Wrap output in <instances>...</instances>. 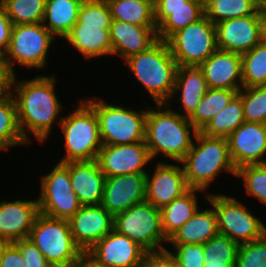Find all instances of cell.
<instances>
[{
	"label": "cell",
	"instance_id": "35",
	"mask_svg": "<svg viewBox=\"0 0 266 267\" xmlns=\"http://www.w3.org/2000/svg\"><path fill=\"white\" fill-rule=\"evenodd\" d=\"M240 244L218 234L203 244L206 262L203 267H235Z\"/></svg>",
	"mask_w": 266,
	"mask_h": 267
},
{
	"label": "cell",
	"instance_id": "18",
	"mask_svg": "<svg viewBox=\"0 0 266 267\" xmlns=\"http://www.w3.org/2000/svg\"><path fill=\"white\" fill-rule=\"evenodd\" d=\"M68 223L75 243L88 251L113 231L114 216L101 204L87 205L81 206Z\"/></svg>",
	"mask_w": 266,
	"mask_h": 267
},
{
	"label": "cell",
	"instance_id": "8",
	"mask_svg": "<svg viewBox=\"0 0 266 267\" xmlns=\"http://www.w3.org/2000/svg\"><path fill=\"white\" fill-rule=\"evenodd\" d=\"M53 267L75 265L81 248L75 243L68 220L39 213L28 238Z\"/></svg>",
	"mask_w": 266,
	"mask_h": 267
},
{
	"label": "cell",
	"instance_id": "12",
	"mask_svg": "<svg viewBox=\"0 0 266 267\" xmlns=\"http://www.w3.org/2000/svg\"><path fill=\"white\" fill-rule=\"evenodd\" d=\"M50 169L39 179V211L52 218L69 220L82 206L71 186L69 168L56 162Z\"/></svg>",
	"mask_w": 266,
	"mask_h": 267
},
{
	"label": "cell",
	"instance_id": "39",
	"mask_svg": "<svg viewBox=\"0 0 266 267\" xmlns=\"http://www.w3.org/2000/svg\"><path fill=\"white\" fill-rule=\"evenodd\" d=\"M237 95L243 103L245 121L266 124V86L242 88Z\"/></svg>",
	"mask_w": 266,
	"mask_h": 267
},
{
	"label": "cell",
	"instance_id": "44",
	"mask_svg": "<svg viewBox=\"0 0 266 267\" xmlns=\"http://www.w3.org/2000/svg\"><path fill=\"white\" fill-rule=\"evenodd\" d=\"M141 267H178L176 259L168 250L147 252Z\"/></svg>",
	"mask_w": 266,
	"mask_h": 267
},
{
	"label": "cell",
	"instance_id": "40",
	"mask_svg": "<svg viewBox=\"0 0 266 267\" xmlns=\"http://www.w3.org/2000/svg\"><path fill=\"white\" fill-rule=\"evenodd\" d=\"M112 16L106 0H84L76 24L111 25Z\"/></svg>",
	"mask_w": 266,
	"mask_h": 267
},
{
	"label": "cell",
	"instance_id": "22",
	"mask_svg": "<svg viewBox=\"0 0 266 267\" xmlns=\"http://www.w3.org/2000/svg\"><path fill=\"white\" fill-rule=\"evenodd\" d=\"M198 67L209 89H242L241 54L217 49Z\"/></svg>",
	"mask_w": 266,
	"mask_h": 267
},
{
	"label": "cell",
	"instance_id": "6",
	"mask_svg": "<svg viewBox=\"0 0 266 267\" xmlns=\"http://www.w3.org/2000/svg\"><path fill=\"white\" fill-rule=\"evenodd\" d=\"M93 95L83 99L95 110L103 144L121 145L145 141L148 105L138 111L122 102L111 103Z\"/></svg>",
	"mask_w": 266,
	"mask_h": 267
},
{
	"label": "cell",
	"instance_id": "25",
	"mask_svg": "<svg viewBox=\"0 0 266 267\" xmlns=\"http://www.w3.org/2000/svg\"><path fill=\"white\" fill-rule=\"evenodd\" d=\"M208 89L203 71L198 66H180L177 69L173 93L166 104H172L174 100L173 104H180L174 111L189 117Z\"/></svg>",
	"mask_w": 266,
	"mask_h": 267
},
{
	"label": "cell",
	"instance_id": "23",
	"mask_svg": "<svg viewBox=\"0 0 266 267\" xmlns=\"http://www.w3.org/2000/svg\"><path fill=\"white\" fill-rule=\"evenodd\" d=\"M112 56L125 61L132 55L147 51L158 41L157 26H137L112 20L110 30Z\"/></svg>",
	"mask_w": 266,
	"mask_h": 267
},
{
	"label": "cell",
	"instance_id": "16",
	"mask_svg": "<svg viewBox=\"0 0 266 267\" xmlns=\"http://www.w3.org/2000/svg\"><path fill=\"white\" fill-rule=\"evenodd\" d=\"M215 26L219 50L242 55L262 41L260 11L251 16L227 19Z\"/></svg>",
	"mask_w": 266,
	"mask_h": 267
},
{
	"label": "cell",
	"instance_id": "1",
	"mask_svg": "<svg viewBox=\"0 0 266 267\" xmlns=\"http://www.w3.org/2000/svg\"><path fill=\"white\" fill-rule=\"evenodd\" d=\"M36 75L31 79L22 77L19 80L16 74L12 83V94L16 101L18 124L24 139L29 144L34 142L33 139L45 144L50 137L53 139L51 132L54 125L59 128L65 105L60 102L57 95L56 76L42 73Z\"/></svg>",
	"mask_w": 266,
	"mask_h": 267
},
{
	"label": "cell",
	"instance_id": "7",
	"mask_svg": "<svg viewBox=\"0 0 266 267\" xmlns=\"http://www.w3.org/2000/svg\"><path fill=\"white\" fill-rule=\"evenodd\" d=\"M57 40L43 24L13 25L9 47L1 58L15 75L16 65L29 71L33 68L44 71L50 63L51 47L57 48L54 45Z\"/></svg>",
	"mask_w": 266,
	"mask_h": 267
},
{
	"label": "cell",
	"instance_id": "41",
	"mask_svg": "<svg viewBox=\"0 0 266 267\" xmlns=\"http://www.w3.org/2000/svg\"><path fill=\"white\" fill-rule=\"evenodd\" d=\"M235 267H266V234L239 246Z\"/></svg>",
	"mask_w": 266,
	"mask_h": 267
},
{
	"label": "cell",
	"instance_id": "3",
	"mask_svg": "<svg viewBox=\"0 0 266 267\" xmlns=\"http://www.w3.org/2000/svg\"><path fill=\"white\" fill-rule=\"evenodd\" d=\"M188 187L208 192L213 181L223 172L236 177L230 154L229 144L226 138L208 137L197 132L192 147L180 162ZM210 188V189H209Z\"/></svg>",
	"mask_w": 266,
	"mask_h": 267
},
{
	"label": "cell",
	"instance_id": "21",
	"mask_svg": "<svg viewBox=\"0 0 266 267\" xmlns=\"http://www.w3.org/2000/svg\"><path fill=\"white\" fill-rule=\"evenodd\" d=\"M38 199L0 200V238L8 243L27 239L37 215Z\"/></svg>",
	"mask_w": 266,
	"mask_h": 267
},
{
	"label": "cell",
	"instance_id": "33",
	"mask_svg": "<svg viewBox=\"0 0 266 267\" xmlns=\"http://www.w3.org/2000/svg\"><path fill=\"white\" fill-rule=\"evenodd\" d=\"M244 122L243 103L236 95L225 109L207 122L199 132L208 137L227 139Z\"/></svg>",
	"mask_w": 266,
	"mask_h": 267
},
{
	"label": "cell",
	"instance_id": "32",
	"mask_svg": "<svg viewBox=\"0 0 266 267\" xmlns=\"http://www.w3.org/2000/svg\"><path fill=\"white\" fill-rule=\"evenodd\" d=\"M260 0H205L204 14L213 23L255 15L261 6Z\"/></svg>",
	"mask_w": 266,
	"mask_h": 267
},
{
	"label": "cell",
	"instance_id": "30",
	"mask_svg": "<svg viewBox=\"0 0 266 267\" xmlns=\"http://www.w3.org/2000/svg\"><path fill=\"white\" fill-rule=\"evenodd\" d=\"M112 20L137 26H157L154 18L155 1L106 0Z\"/></svg>",
	"mask_w": 266,
	"mask_h": 267
},
{
	"label": "cell",
	"instance_id": "34",
	"mask_svg": "<svg viewBox=\"0 0 266 267\" xmlns=\"http://www.w3.org/2000/svg\"><path fill=\"white\" fill-rule=\"evenodd\" d=\"M238 92L228 89H208L188 120L200 131L207 122L225 109Z\"/></svg>",
	"mask_w": 266,
	"mask_h": 267
},
{
	"label": "cell",
	"instance_id": "43",
	"mask_svg": "<svg viewBox=\"0 0 266 267\" xmlns=\"http://www.w3.org/2000/svg\"><path fill=\"white\" fill-rule=\"evenodd\" d=\"M13 244L19 249L25 267H53L29 239H22Z\"/></svg>",
	"mask_w": 266,
	"mask_h": 267
},
{
	"label": "cell",
	"instance_id": "47",
	"mask_svg": "<svg viewBox=\"0 0 266 267\" xmlns=\"http://www.w3.org/2000/svg\"><path fill=\"white\" fill-rule=\"evenodd\" d=\"M15 74L0 57V99L12 93V83Z\"/></svg>",
	"mask_w": 266,
	"mask_h": 267
},
{
	"label": "cell",
	"instance_id": "4",
	"mask_svg": "<svg viewBox=\"0 0 266 267\" xmlns=\"http://www.w3.org/2000/svg\"><path fill=\"white\" fill-rule=\"evenodd\" d=\"M124 63L134 81L144 88L152 104L167 103L175 86L177 62L166 41L158 40L147 51L127 58Z\"/></svg>",
	"mask_w": 266,
	"mask_h": 267
},
{
	"label": "cell",
	"instance_id": "36",
	"mask_svg": "<svg viewBox=\"0 0 266 267\" xmlns=\"http://www.w3.org/2000/svg\"><path fill=\"white\" fill-rule=\"evenodd\" d=\"M242 88L266 86V42L241 55Z\"/></svg>",
	"mask_w": 266,
	"mask_h": 267
},
{
	"label": "cell",
	"instance_id": "2",
	"mask_svg": "<svg viewBox=\"0 0 266 267\" xmlns=\"http://www.w3.org/2000/svg\"><path fill=\"white\" fill-rule=\"evenodd\" d=\"M173 107L166 103L148 104L145 143L152 160L167 158L169 162L180 163L198 132L188 117L178 114Z\"/></svg>",
	"mask_w": 266,
	"mask_h": 267
},
{
	"label": "cell",
	"instance_id": "11",
	"mask_svg": "<svg viewBox=\"0 0 266 267\" xmlns=\"http://www.w3.org/2000/svg\"><path fill=\"white\" fill-rule=\"evenodd\" d=\"M180 66H200L217 48L216 26L204 14L167 41Z\"/></svg>",
	"mask_w": 266,
	"mask_h": 267
},
{
	"label": "cell",
	"instance_id": "51",
	"mask_svg": "<svg viewBox=\"0 0 266 267\" xmlns=\"http://www.w3.org/2000/svg\"><path fill=\"white\" fill-rule=\"evenodd\" d=\"M65 267H77V265L75 264V265H72V266H65Z\"/></svg>",
	"mask_w": 266,
	"mask_h": 267
},
{
	"label": "cell",
	"instance_id": "27",
	"mask_svg": "<svg viewBox=\"0 0 266 267\" xmlns=\"http://www.w3.org/2000/svg\"><path fill=\"white\" fill-rule=\"evenodd\" d=\"M198 211L169 239L168 244H204L219 234L217 216L213 205ZM203 208V209H202Z\"/></svg>",
	"mask_w": 266,
	"mask_h": 267
},
{
	"label": "cell",
	"instance_id": "13",
	"mask_svg": "<svg viewBox=\"0 0 266 267\" xmlns=\"http://www.w3.org/2000/svg\"><path fill=\"white\" fill-rule=\"evenodd\" d=\"M156 161L151 168L154 170L148 168L146 173L145 201L161 209L174 199L183 196L190 188L181 163H169L167 159H164L165 162Z\"/></svg>",
	"mask_w": 266,
	"mask_h": 267
},
{
	"label": "cell",
	"instance_id": "45",
	"mask_svg": "<svg viewBox=\"0 0 266 267\" xmlns=\"http://www.w3.org/2000/svg\"><path fill=\"white\" fill-rule=\"evenodd\" d=\"M13 23L7 16L6 11L0 5V57L4 55L9 47Z\"/></svg>",
	"mask_w": 266,
	"mask_h": 267
},
{
	"label": "cell",
	"instance_id": "28",
	"mask_svg": "<svg viewBox=\"0 0 266 267\" xmlns=\"http://www.w3.org/2000/svg\"><path fill=\"white\" fill-rule=\"evenodd\" d=\"M203 193L207 201L209 194L198 189H190L180 198L174 199L170 204L161 208L162 229L167 239H169L182 225H184L200 208L197 196Z\"/></svg>",
	"mask_w": 266,
	"mask_h": 267
},
{
	"label": "cell",
	"instance_id": "38",
	"mask_svg": "<svg viewBox=\"0 0 266 267\" xmlns=\"http://www.w3.org/2000/svg\"><path fill=\"white\" fill-rule=\"evenodd\" d=\"M236 177L242 180L245 193L266 207V163L242 166L236 169Z\"/></svg>",
	"mask_w": 266,
	"mask_h": 267
},
{
	"label": "cell",
	"instance_id": "42",
	"mask_svg": "<svg viewBox=\"0 0 266 267\" xmlns=\"http://www.w3.org/2000/svg\"><path fill=\"white\" fill-rule=\"evenodd\" d=\"M166 250L176 259L178 267H203L206 259L203 244H168Z\"/></svg>",
	"mask_w": 266,
	"mask_h": 267
},
{
	"label": "cell",
	"instance_id": "20",
	"mask_svg": "<svg viewBox=\"0 0 266 267\" xmlns=\"http://www.w3.org/2000/svg\"><path fill=\"white\" fill-rule=\"evenodd\" d=\"M88 252L108 267H141L147 253L138 243L113 230Z\"/></svg>",
	"mask_w": 266,
	"mask_h": 267
},
{
	"label": "cell",
	"instance_id": "10",
	"mask_svg": "<svg viewBox=\"0 0 266 267\" xmlns=\"http://www.w3.org/2000/svg\"><path fill=\"white\" fill-rule=\"evenodd\" d=\"M113 230L138 243L147 252L165 250L168 244L162 229L161 209L147 201L114 215Z\"/></svg>",
	"mask_w": 266,
	"mask_h": 267
},
{
	"label": "cell",
	"instance_id": "9",
	"mask_svg": "<svg viewBox=\"0 0 266 267\" xmlns=\"http://www.w3.org/2000/svg\"><path fill=\"white\" fill-rule=\"evenodd\" d=\"M210 202L217 216L219 234L228 236L238 244L251 242L266 234V224L251 212L239 198L220 193H209ZM255 215V216H254Z\"/></svg>",
	"mask_w": 266,
	"mask_h": 267
},
{
	"label": "cell",
	"instance_id": "29",
	"mask_svg": "<svg viewBox=\"0 0 266 267\" xmlns=\"http://www.w3.org/2000/svg\"><path fill=\"white\" fill-rule=\"evenodd\" d=\"M84 0H46L43 25L57 39L69 33L78 21L80 5Z\"/></svg>",
	"mask_w": 266,
	"mask_h": 267
},
{
	"label": "cell",
	"instance_id": "50",
	"mask_svg": "<svg viewBox=\"0 0 266 267\" xmlns=\"http://www.w3.org/2000/svg\"><path fill=\"white\" fill-rule=\"evenodd\" d=\"M8 244L7 241H5L4 239L0 238V256L2 255V252L4 250V248L6 247V245Z\"/></svg>",
	"mask_w": 266,
	"mask_h": 267
},
{
	"label": "cell",
	"instance_id": "15",
	"mask_svg": "<svg viewBox=\"0 0 266 267\" xmlns=\"http://www.w3.org/2000/svg\"><path fill=\"white\" fill-rule=\"evenodd\" d=\"M203 15V0H155L154 18L158 40L167 42L176 32Z\"/></svg>",
	"mask_w": 266,
	"mask_h": 267
},
{
	"label": "cell",
	"instance_id": "26",
	"mask_svg": "<svg viewBox=\"0 0 266 267\" xmlns=\"http://www.w3.org/2000/svg\"><path fill=\"white\" fill-rule=\"evenodd\" d=\"M110 26L75 24L62 43L71 45V49L76 50L86 60L112 57Z\"/></svg>",
	"mask_w": 266,
	"mask_h": 267
},
{
	"label": "cell",
	"instance_id": "17",
	"mask_svg": "<svg viewBox=\"0 0 266 267\" xmlns=\"http://www.w3.org/2000/svg\"><path fill=\"white\" fill-rule=\"evenodd\" d=\"M236 169L266 163V124L244 122L227 138Z\"/></svg>",
	"mask_w": 266,
	"mask_h": 267
},
{
	"label": "cell",
	"instance_id": "48",
	"mask_svg": "<svg viewBox=\"0 0 266 267\" xmlns=\"http://www.w3.org/2000/svg\"><path fill=\"white\" fill-rule=\"evenodd\" d=\"M77 267H108L95 259L88 251H83L76 262Z\"/></svg>",
	"mask_w": 266,
	"mask_h": 267
},
{
	"label": "cell",
	"instance_id": "31",
	"mask_svg": "<svg viewBox=\"0 0 266 267\" xmlns=\"http://www.w3.org/2000/svg\"><path fill=\"white\" fill-rule=\"evenodd\" d=\"M30 145L18 124L17 105L13 94L0 99V153L11 148Z\"/></svg>",
	"mask_w": 266,
	"mask_h": 267
},
{
	"label": "cell",
	"instance_id": "46",
	"mask_svg": "<svg viewBox=\"0 0 266 267\" xmlns=\"http://www.w3.org/2000/svg\"><path fill=\"white\" fill-rule=\"evenodd\" d=\"M0 267H25L19 249L8 243L0 256Z\"/></svg>",
	"mask_w": 266,
	"mask_h": 267
},
{
	"label": "cell",
	"instance_id": "24",
	"mask_svg": "<svg viewBox=\"0 0 266 267\" xmlns=\"http://www.w3.org/2000/svg\"><path fill=\"white\" fill-rule=\"evenodd\" d=\"M69 168V178L74 193L82 206L100 205L106 177L97 160L64 163Z\"/></svg>",
	"mask_w": 266,
	"mask_h": 267
},
{
	"label": "cell",
	"instance_id": "14",
	"mask_svg": "<svg viewBox=\"0 0 266 267\" xmlns=\"http://www.w3.org/2000/svg\"><path fill=\"white\" fill-rule=\"evenodd\" d=\"M97 162L105 177L130 173H147L153 163L145 141L131 144L108 145L100 148Z\"/></svg>",
	"mask_w": 266,
	"mask_h": 267
},
{
	"label": "cell",
	"instance_id": "19",
	"mask_svg": "<svg viewBox=\"0 0 266 267\" xmlns=\"http://www.w3.org/2000/svg\"><path fill=\"white\" fill-rule=\"evenodd\" d=\"M146 173L106 177L101 205L113 216L144 202Z\"/></svg>",
	"mask_w": 266,
	"mask_h": 267
},
{
	"label": "cell",
	"instance_id": "5",
	"mask_svg": "<svg viewBox=\"0 0 266 267\" xmlns=\"http://www.w3.org/2000/svg\"><path fill=\"white\" fill-rule=\"evenodd\" d=\"M77 103L59 125L65 149L58 159L61 163L97 160L103 145L95 110L84 99L80 98Z\"/></svg>",
	"mask_w": 266,
	"mask_h": 267
},
{
	"label": "cell",
	"instance_id": "49",
	"mask_svg": "<svg viewBox=\"0 0 266 267\" xmlns=\"http://www.w3.org/2000/svg\"><path fill=\"white\" fill-rule=\"evenodd\" d=\"M259 11L261 20L262 41L266 42V2L261 3Z\"/></svg>",
	"mask_w": 266,
	"mask_h": 267
},
{
	"label": "cell",
	"instance_id": "37",
	"mask_svg": "<svg viewBox=\"0 0 266 267\" xmlns=\"http://www.w3.org/2000/svg\"><path fill=\"white\" fill-rule=\"evenodd\" d=\"M13 25L42 24L46 0H0Z\"/></svg>",
	"mask_w": 266,
	"mask_h": 267
}]
</instances>
